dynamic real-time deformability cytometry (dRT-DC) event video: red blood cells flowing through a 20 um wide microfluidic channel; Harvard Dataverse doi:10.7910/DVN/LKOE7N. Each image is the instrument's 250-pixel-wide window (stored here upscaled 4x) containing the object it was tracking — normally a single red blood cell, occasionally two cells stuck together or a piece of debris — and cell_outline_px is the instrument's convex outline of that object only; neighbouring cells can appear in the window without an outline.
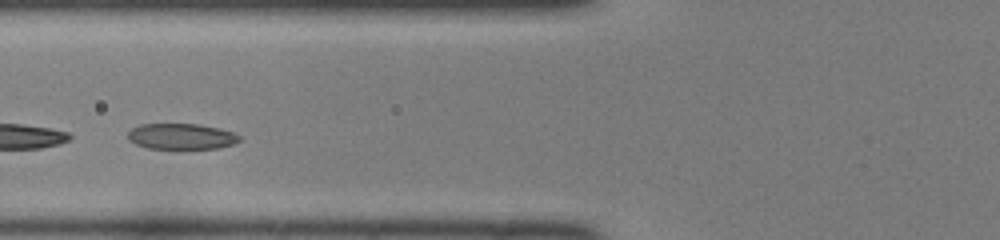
{"species": "common noctule bat (a hibernating species)", "species_latin": "Nyctalus noctula", "temperature_condition": "room temperature", "stored_images_in_passage": 13, "segment_of_instrument_passage": [2, 2], "camera_frame_rate_fps": 3000, "um_per_image_px": 0.085, "animal": {"sex": "female", "body_mass_g": 22.0, "forearm_length_mm": 56.7}, "frame": {"image": 1, "passage_image": 10, "time_ms": 3.0, "image_size_px": [1000, 240], "cell_outline_px": [[240, 140], [232, 144], [220, 148], [148, 148], [136, 144], [128, 140], [128, 132], [132, 128], [140, 124], [196, 124], [220, 128], [232, 132], [240, 136]], "centroid_in_image_um": [15.4, 11.59], "position_along_channel_um": 110.4, "area_um2": 16.65}}